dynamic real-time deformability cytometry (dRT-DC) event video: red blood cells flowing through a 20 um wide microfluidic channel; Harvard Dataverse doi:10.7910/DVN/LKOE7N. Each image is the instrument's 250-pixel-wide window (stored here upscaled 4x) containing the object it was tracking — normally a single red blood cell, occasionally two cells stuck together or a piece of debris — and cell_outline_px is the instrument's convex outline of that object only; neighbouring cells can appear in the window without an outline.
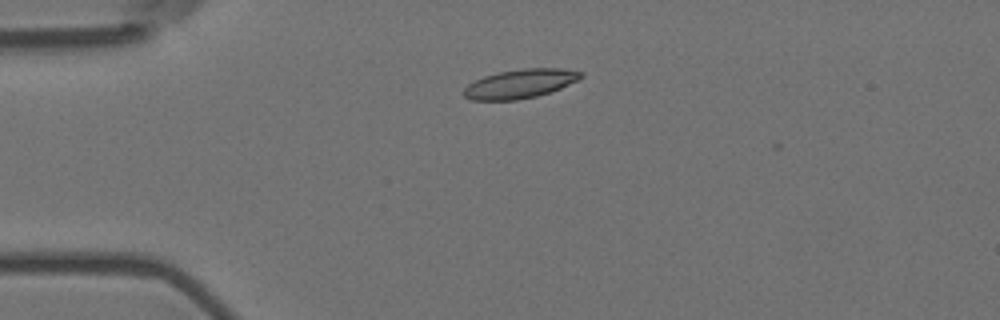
{"species": "Egyptian fruit bat (a non-hibernating species)", "species_latin": "Rousettus aegyptiacus", "temperature_condition": "room temperature", "stored_images_in_passage": 2, "camera_frame_rate_fps": 3000, "um_per_image_px": 0.085, "animal": {"sex": "female"}, "frame": {"image": 1, "passage_image": 1, "time_ms": 0.0, "image_size_px": [1000, 320], "cell_outline_px": [[584, 76], [580, 80], [552, 92], [536, 96], [516, 100], [472, 100], [464, 96], [460, 92], [468, 84], [484, 76], [500, 72], [524, 68], [560, 68], [584, 72]], "centroid_in_image_um": [44.24, 7.12], "position_along_channel_um": 40.8, "area_um2": 20.0}}